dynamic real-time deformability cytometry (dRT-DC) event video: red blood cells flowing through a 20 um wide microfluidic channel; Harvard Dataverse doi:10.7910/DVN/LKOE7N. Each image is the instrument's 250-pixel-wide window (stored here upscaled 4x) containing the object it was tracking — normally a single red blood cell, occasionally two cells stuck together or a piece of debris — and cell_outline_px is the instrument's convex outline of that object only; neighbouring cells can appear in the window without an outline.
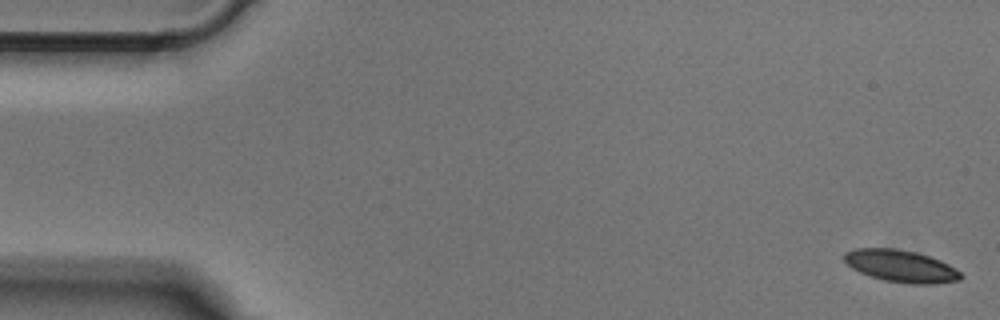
{"species": "Egyptian fruit bat (a non-hibernating species)", "species_latin": "Rousettus aegyptiacus", "temperature_condition": "cold", "stored_images_in_passage": 51, "camera_frame_rate_fps": 3000, "um_per_image_px": 0.085, "animal": {"sex": "male"}, "frame": {"image": 1, "passage_image": 1, "time_ms": 0.0, "image_size_px": [1000, 320], "cell_outline_px": [[964, 276], [960, 280], [936, 284], [908, 284], [884, 280], [860, 272], [852, 268], [844, 260], [844, 252], [856, 248], [896, 248], [916, 252], [940, 260], [948, 264], [960, 272]], "centroid_in_image_um": [76.6, 22.62], "position_along_channel_um": 8.4, "area_um2": 21.85}}
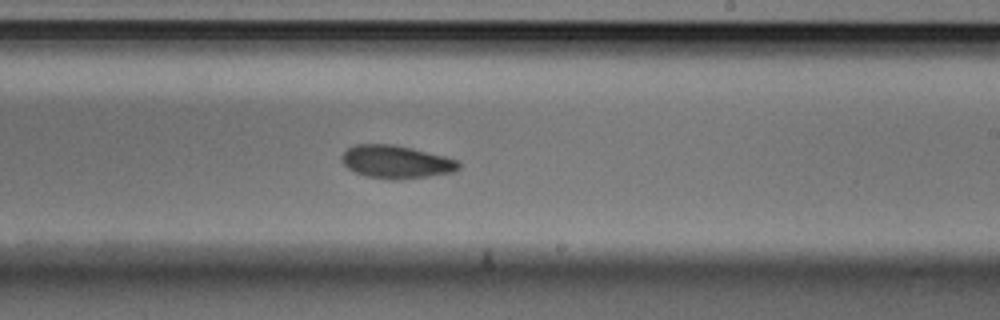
{"frame": {"image": 2, "passage_image": 30, "time_ms": 9.667, "image_size_px": [1000, 320], "cell_outline_px": [[460, 168], [456, 172], [428, 176], [396, 180], [392, 180], [368, 176], [356, 172], [348, 168], [340, 160], [340, 156], [348, 148], [356, 144], [392, 144], [412, 148], [444, 156], [456, 160], [460, 164]], "centroid_in_image_um": [33.67, 13.76], "position_along_channel_um": 255.3, "area_um2": 22.43}}
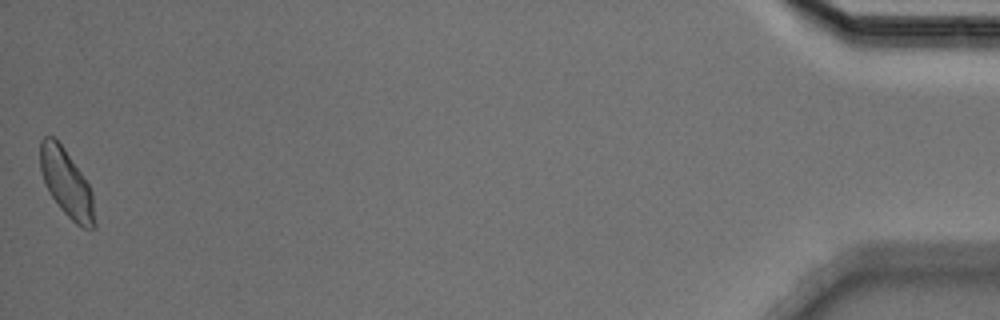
{"frame": {"image": 3, "passage_image": 51, "time_ms": 16.667, "image_size_px": [1000, 320], "cell_outline_px": [[96, 228], [84, 228], [76, 224], [60, 208], [52, 196], [44, 180], [40, 168], [40, 140], [44, 136], [52, 136], [64, 148], [88, 184], [92, 192], [96, 224]], "centroid_in_image_um": [5.66, 15.58], "position_along_channel_um": 429.5, "area_um2": 20.98}}